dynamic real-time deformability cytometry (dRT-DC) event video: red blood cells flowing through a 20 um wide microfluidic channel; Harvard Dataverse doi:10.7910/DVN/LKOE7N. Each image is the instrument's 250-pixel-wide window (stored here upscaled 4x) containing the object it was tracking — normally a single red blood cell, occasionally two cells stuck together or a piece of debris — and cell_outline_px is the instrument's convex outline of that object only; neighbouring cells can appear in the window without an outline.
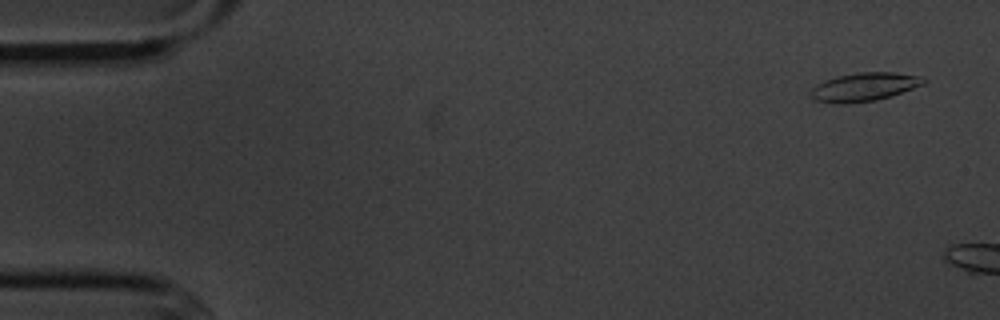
{"species": "common noctule bat (a hibernating species)", "species_latin": "Nyctalus noctula", "temperature_condition": "cold", "stored_images_in_passage": 2, "camera_frame_rate_fps": 3000, "um_per_image_px": 0.085, "animal": {"sex": "male", "body_mass_g": 20.1, "forearm_length_mm": 53.5}, "frame": {"image": 1, "passage_image": 1, "time_ms": 0.0, "image_size_px": [1000, 320], "cell_outline_px": [[928, 80], [924, 84], [892, 96], [876, 100], [848, 104], [836, 104], [812, 100], [812, 88], [816, 84], [824, 80], [840, 76], [860, 72], [892, 72], [916, 76]], "centroid_in_image_um": [73.44, 7.41], "position_along_channel_um": 11.6, "area_um2": 18.67}}